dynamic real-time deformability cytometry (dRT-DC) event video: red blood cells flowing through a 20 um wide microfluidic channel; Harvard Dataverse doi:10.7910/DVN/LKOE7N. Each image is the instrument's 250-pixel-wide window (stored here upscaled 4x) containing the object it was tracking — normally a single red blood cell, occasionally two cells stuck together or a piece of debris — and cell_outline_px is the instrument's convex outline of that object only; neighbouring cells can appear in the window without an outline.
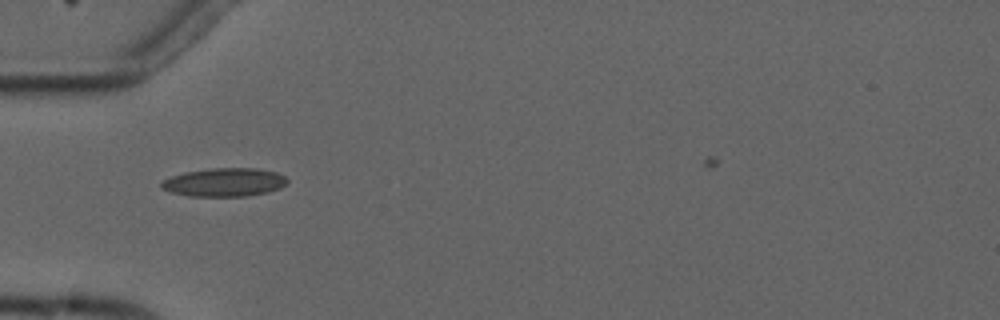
{"species": "common noctule bat (a hibernating species)", "species_latin": "Nyctalus noctula", "temperature_condition": "cold", "stored_images_in_passage": 2, "camera_frame_rate_fps": 3000, "um_per_image_px": 0.085, "animal": {"sex": "male", "forearm_length_mm": 52.5}, "frame": {"image": 1, "passage_image": 1, "time_ms": 0.0, "image_size_px": [1000, 320], "cell_outline_px": [[288, 184], [280, 188], [268, 192], [248, 196], [188, 196], [172, 192], [160, 188], [160, 184], [164, 180], [172, 176], [184, 172], [208, 168], [256, 168], [276, 172], [284, 176], [288, 180]], "centroid_in_image_um": [19.09, 15.49], "position_along_channel_um": 65.9, "area_um2": 20.98}}
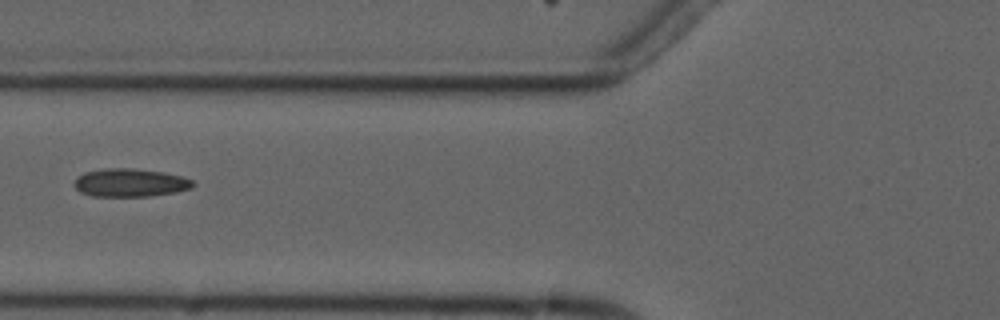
{"frame": {"image": 2, "passage_image": 2, "time_ms": 1.333, "image_size_px": [1000, 320], "cell_outline_px": [[196, 184], [192, 188], [176, 192], [148, 196], [92, 196], [80, 192], [72, 184], [84, 172], [108, 168], [132, 168], [164, 172], [180, 176], [192, 180]], "centroid_in_image_um": [11.08, 15.53], "position_along_channel_um": 114.7, "area_um2": 19.42}}